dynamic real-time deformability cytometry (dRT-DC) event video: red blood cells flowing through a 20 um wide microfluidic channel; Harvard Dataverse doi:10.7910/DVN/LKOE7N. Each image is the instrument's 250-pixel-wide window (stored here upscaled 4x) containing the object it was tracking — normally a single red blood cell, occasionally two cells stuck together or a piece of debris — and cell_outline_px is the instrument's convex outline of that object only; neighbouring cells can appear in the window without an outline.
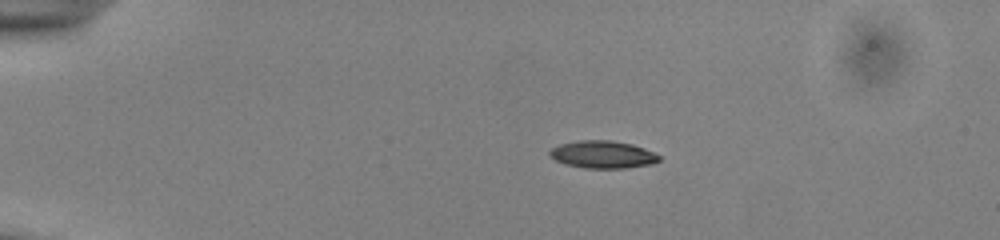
{"species": "common noctule bat (a hibernating species)", "species_latin": "Nyctalus noctula", "temperature_condition": "cold", "stored_images_in_passage": 51, "camera_frame_rate_fps": 3000, "um_per_image_px": 0.085, "animal": {"sex": "male", "body_mass_g": 13.0, "forearm_length_mm": 53.1}, "frame": {"image": 1, "passage_image": 9, "time_ms": 2.667, "image_size_px": [1000, 240], "cell_outline_px": [[660, 160], [652, 164], [628, 168], [584, 168], [564, 164], [548, 156], [548, 152], [552, 148], [560, 144], [580, 140], [612, 140], [632, 144], [644, 148], [660, 156]], "centroid_in_image_um": [51.22, 13.14], "position_along_channel_um": 33.8, "area_um2": 17.63}}
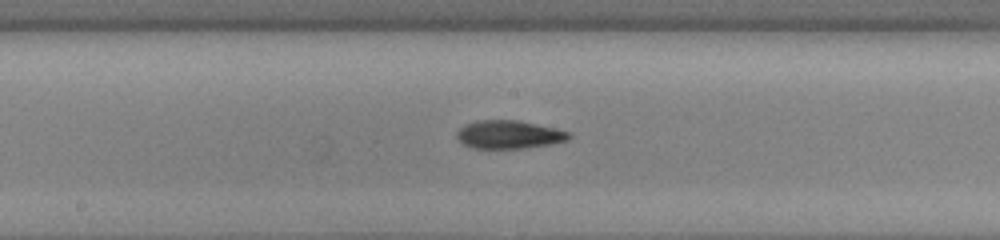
{"frame": {"image": 2, "passage_image": 27, "time_ms": 8.667, "image_size_px": [1000, 240], "cell_outline_px": [[572, 136], [568, 140], [552, 144], [524, 148], [472, 148], [456, 140], [456, 132], [464, 124], [476, 120], [516, 120], [556, 128], [568, 132]], "centroid_in_image_um": [43.23, 11.44], "position_along_channel_um": 205.0, "area_um2": 18.55}}
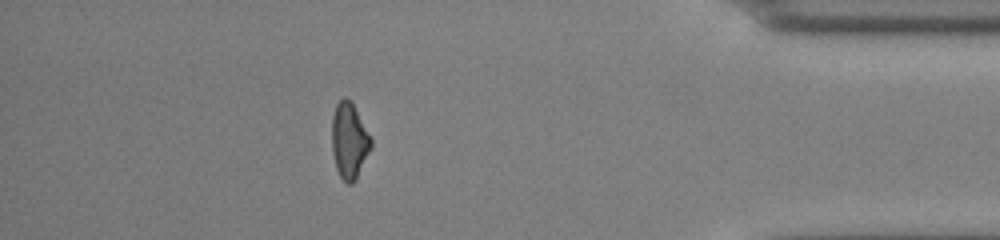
{"frame": {"image": 3, "passage_image": 45, "time_ms": 14.667, "image_size_px": [1000, 240], "cell_outline_px": [[372, 148], [352, 184], [348, 184], [340, 176], [336, 168], [332, 152], [332, 116], [336, 104], [344, 96], [352, 104], [372, 140]], "centroid_in_image_um": [29.67, 11.97], "position_along_channel_um": 405.5, "area_um2": 16.94}, "authors_computed_cell_mechanics": {"area_um2": 17.629, "velocity_mm_per_s": 3.9456, "shape_relaxation_time_tau1_ms": 4.8399, "shape_relaxation_time_tau2_ms": 6.6123, "deformation_change_tau1": 0.163, "deformation_change_tau2": 0.1507}}